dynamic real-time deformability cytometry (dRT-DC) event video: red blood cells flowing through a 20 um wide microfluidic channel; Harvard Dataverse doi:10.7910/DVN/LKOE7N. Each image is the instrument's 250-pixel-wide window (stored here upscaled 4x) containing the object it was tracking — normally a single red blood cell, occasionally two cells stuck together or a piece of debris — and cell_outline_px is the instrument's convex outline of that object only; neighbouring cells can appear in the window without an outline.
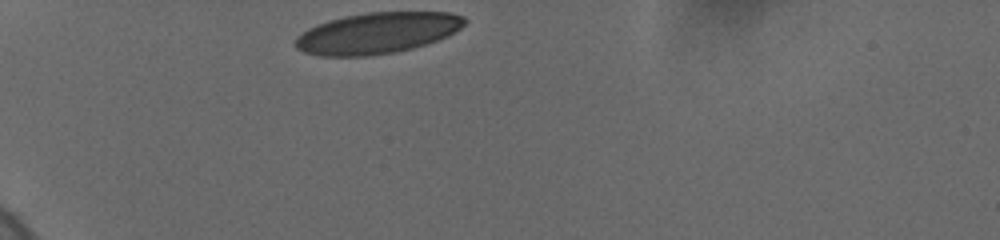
{"species": "human", "species_latin": "Homo sapiens", "temperature_condition": "cold", "stored_images_in_passage": 30, "camera_frame_rate_fps": 3000, "um_per_image_px": 0.085, "donor": {"sex": "female"}, "frame": {"image": 1, "passage_image": 1, "time_ms": 0.0, "image_size_px": [1000, 240], "cell_outline_px": [[468, 20], [456, 32], [448, 36], [412, 48], [396, 52], [368, 56], [320, 56], [304, 52], [296, 48], [292, 44], [296, 36], [308, 28], [328, 20], [344, 16], [368, 12], [452, 12], [464, 16]], "centroid_in_image_um": [32.05, 2.8], "position_along_channel_um": 53.0, "area_um2": 40.81}}
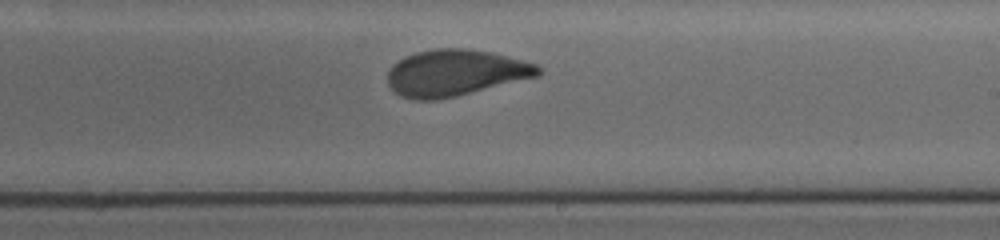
{"frame": {"image": 2, "passage_image": 18, "time_ms": 6.333, "image_size_px": [1000, 240], "cell_outline_px": [[544, 72], [536, 76], [456, 96], [436, 100], [416, 100], [400, 96], [388, 84], [388, 72], [392, 64], [416, 52], [436, 48], [460, 48], [492, 52], [536, 64], [544, 68]], "centroid_in_image_um": [38.7, 6.19], "position_along_channel_um": 250.3, "area_um2": 40.34}}
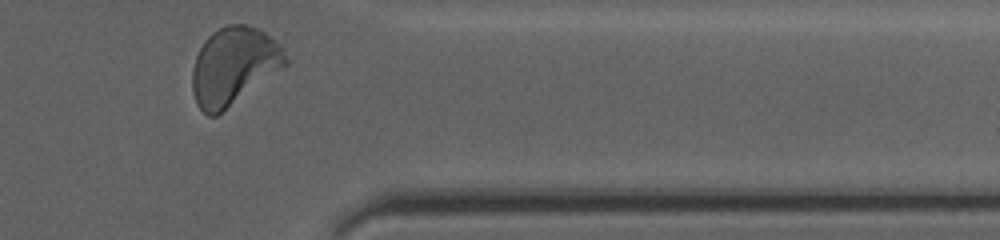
{"frame": {"image": 3, "passage_image": 30, "time_ms": 10.333, "image_size_px": [1000, 240], "cell_outline_px": [[288, 64], [216, 116], [208, 116], [196, 104], [192, 92], [192, 68], [196, 56], [204, 40], [212, 32], [228, 24], [244, 24], [256, 28], [264, 32], [280, 44], [288, 60]], "centroid_in_image_um": [19.84, 5.61], "position_along_channel_um": 391.6, "area_um2": 41.85}, "authors_computed_cell_mechanics": {"area_um2": 41.0958, "velocity_mm_per_s": 3.6623, "shape_relaxation_time_tau1_ms": 3.7921, "shape_relaxation_time_tau2_ms": 0.7389, "deformation_change_tau1": 0.1571, "deformation_change_tau2": 0.0713}}